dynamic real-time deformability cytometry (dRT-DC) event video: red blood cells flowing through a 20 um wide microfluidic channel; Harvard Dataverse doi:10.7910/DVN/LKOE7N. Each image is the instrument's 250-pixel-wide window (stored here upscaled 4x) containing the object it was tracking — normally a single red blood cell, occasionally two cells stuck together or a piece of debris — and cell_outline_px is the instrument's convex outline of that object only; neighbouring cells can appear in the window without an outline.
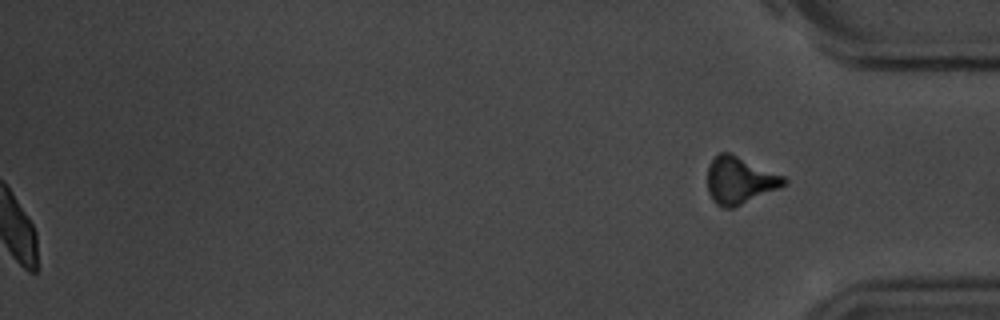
{"species": "common noctule bat (a hibernating species)", "species_latin": "Nyctalus noctula", "temperature_condition": "room temperature", "stored_images_in_passage": 48, "segment_of_instrument_passage": [2, 2], "camera_frame_rate_fps": 3000, "um_per_image_px": 0.085, "animal": {"sex": "male", "body_mass_g": 20.1, "forearm_length_mm": 53.5}, "frame": {"image": 1, "passage_image": 48, "time_ms": 15.667, "image_size_px": [1000, 320], "cell_outline_px": [[788, 184], [732, 208], [724, 208], [716, 204], [712, 200], [708, 192], [708, 164], [720, 152], [728, 152], [784, 176], [788, 180]], "centroid_in_image_um": [62.86, 15.34], "position_along_channel_um": 372.3, "area_um2": 20.75}}